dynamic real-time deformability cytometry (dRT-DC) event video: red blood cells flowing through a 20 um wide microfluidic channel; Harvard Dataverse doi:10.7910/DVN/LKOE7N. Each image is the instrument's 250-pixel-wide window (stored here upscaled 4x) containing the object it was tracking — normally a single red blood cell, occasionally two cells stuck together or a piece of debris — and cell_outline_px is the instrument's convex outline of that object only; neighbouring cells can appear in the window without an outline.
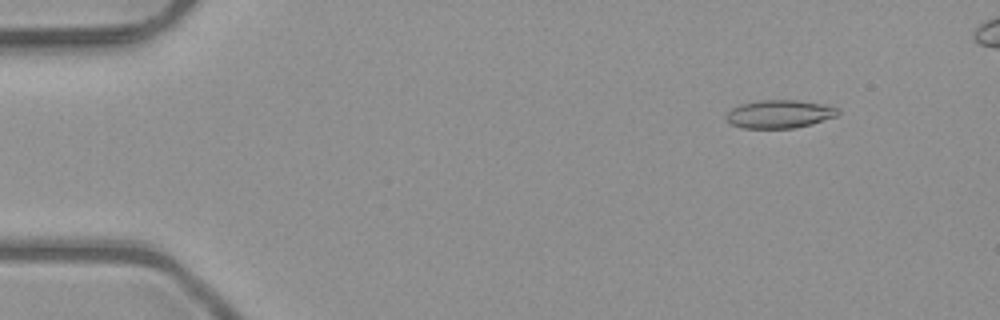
{"species": "common noctule bat (a hibernating species)", "species_latin": "Nyctalus noctula", "temperature_condition": "room temperature", "stored_images_in_passage": 5, "camera_frame_rate_fps": 3000, "um_per_image_px": 0.085, "animal": {"sex": "male", "body_mass_g": 23.1, "forearm_length_mm": 52.7}, "frame": {"image": 1, "passage_image": 1, "time_ms": 0.0, "image_size_px": [1000, 320], "cell_outline_px": [[840, 112], [836, 116], [812, 124], [796, 128], [744, 128], [732, 124], [724, 116], [732, 108], [740, 104], [756, 100], [796, 100], [824, 104], [840, 108]], "centroid_in_image_um": [66.27, 9.69], "position_along_channel_um": 18.7, "area_um2": 18.44}}